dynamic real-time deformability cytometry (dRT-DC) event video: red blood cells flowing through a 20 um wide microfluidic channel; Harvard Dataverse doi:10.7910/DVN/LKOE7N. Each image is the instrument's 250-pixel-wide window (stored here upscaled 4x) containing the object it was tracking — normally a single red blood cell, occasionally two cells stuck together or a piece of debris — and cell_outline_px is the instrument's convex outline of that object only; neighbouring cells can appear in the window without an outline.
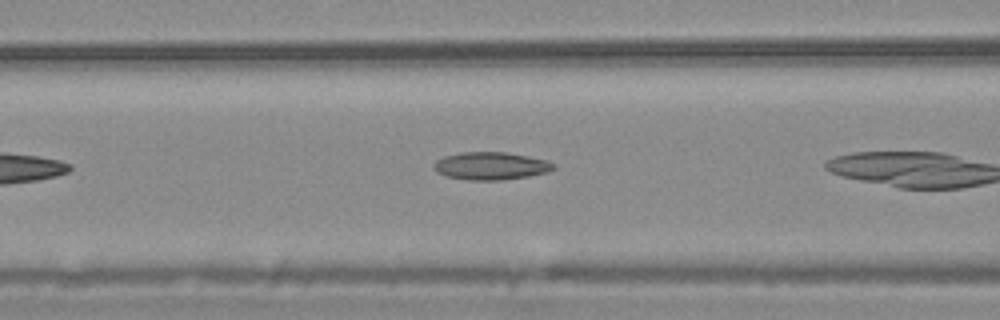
{"species": "common noctule bat (a hibernating species)", "species_latin": "Nyctalus noctula", "temperature_condition": "warm", "stored_images_in_passage": 7, "camera_frame_rate_fps": 3000, "um_per_image_px": 0.085, "animal": {"sex": "male", "body_mass_g": 20.4}, "frame": {"image": 1, "passage_image": 6, "time_ms": 1.667, "image_size_px": [1000, 320], "cell_outline_px": [[556, 168], [548, 172], [528, 176], [500, 180], [472, 180], [448, 176], [436, 172], [432, 168], [432, 164], [436, 160], [444, 156], [460, 152], [504, 152], [528, 156], [544, 160], [556, 164]], "centroid_in_image_um": [41.7, 14.1], "position_along_channel_um": 124.9, "area_um2": 19.31}}